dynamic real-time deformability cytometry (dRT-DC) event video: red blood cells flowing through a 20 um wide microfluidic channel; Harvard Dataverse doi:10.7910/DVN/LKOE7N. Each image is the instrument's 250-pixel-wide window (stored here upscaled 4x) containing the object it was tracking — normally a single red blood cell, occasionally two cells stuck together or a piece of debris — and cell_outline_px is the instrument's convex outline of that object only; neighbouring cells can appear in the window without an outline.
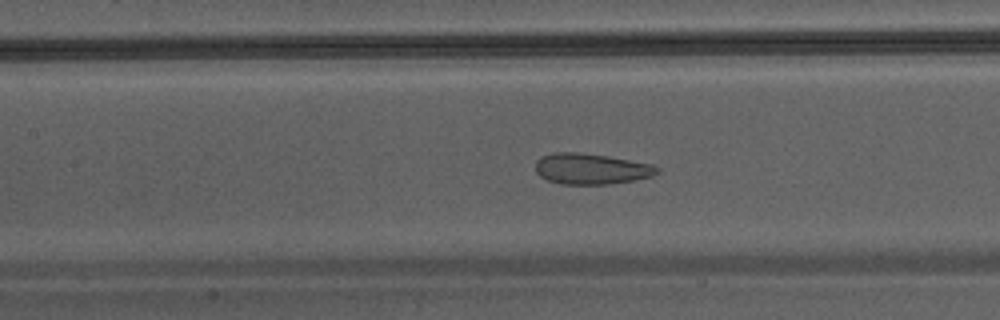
{"species": "Egyptian fruit bat (a non-hibernating species)", "species_latin": "Rousettus aegyptiacus", "temperature_condition": "warm", "stored_images_in_passage": 46, "camera_frame_rate_fps": 3000, "um_per_image_px": 0.085, "animal": {"sex": "male"}, "frame": {"image": 1, "passage_image": 22, "time_ms": 7.0, "image_size_px": [1000, 320], "cell_outline_px": [[660, 172], [652, 176], [632, 180], [608, 184], [560, 184], [548, 180], [540, 176], [536, 172], [536, 160], [540, 156], [552, 152], [576, 152], [608, 156], [652, 164], [660, 168]], "centroid_in_image_um": [50.23, 14.34], "position_along_channel_um": 157.2, "area_um2": 21.91}}
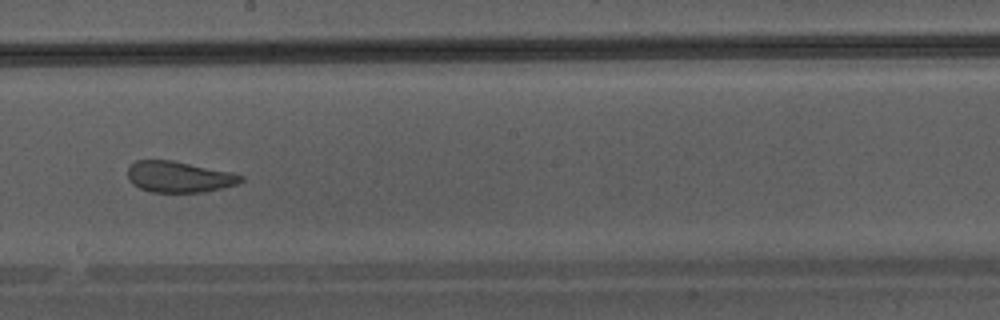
{"frame": {"image": 2, "passage_image": 27, "time_ms": 8.667, "image_size_px": [1000, 320], "cell_outline_px": [[244, 180], [236, 184], [204, 192], [152, 192], [140, 188], [132, 184], [128, 180], [128, 168], [136, 160], [172, 160], [232, 172], [244, 176]], "centroid_in_image_um": [15.21, 15.03], "position_along_channel_um": 233.0, "area_um2": 20.46}}
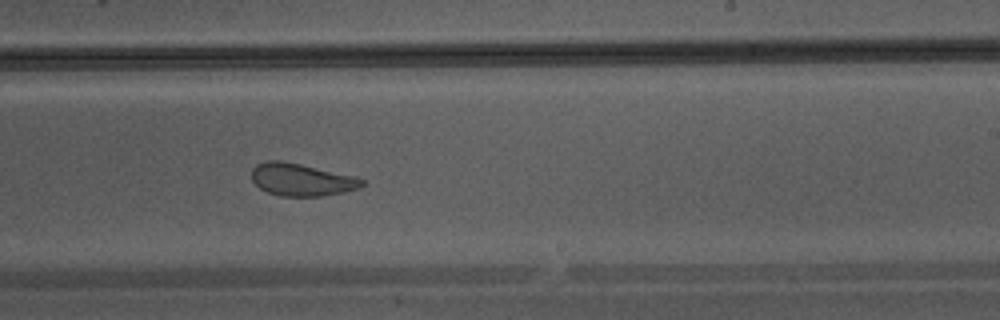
{"frame": {"image": 3, "passage_image": 29, "time_ms": 9.333, "image_size_px": [1000, 320], "cell_outline_px": [[364, 184], [356, 188], [340, 192], [320, 196], [280, 196], [268, 192], [260, 188], [252, 180], [252, 168], [256, 164], [264, 160], [284, 160], [352, 176], [364, 180]], "centroid_in_image_um": [25.54, 15.25], "position_along_channel_um": 263.5, "area_um2": 20.58}}